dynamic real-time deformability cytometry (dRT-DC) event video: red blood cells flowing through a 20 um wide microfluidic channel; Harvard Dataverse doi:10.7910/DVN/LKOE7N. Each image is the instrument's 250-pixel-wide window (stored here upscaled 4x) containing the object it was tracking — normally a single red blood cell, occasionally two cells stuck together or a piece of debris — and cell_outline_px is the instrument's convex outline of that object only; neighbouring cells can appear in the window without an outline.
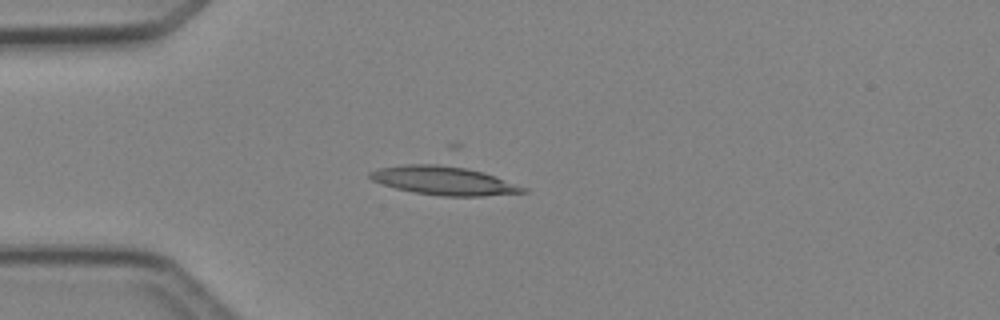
{"species": "Egyptian fruit bat (a non-hibernating species)", "species_latin": "Rousettus aegyptiacus", "temperature_condition": "cold", "stored_images_in_passage": 31, "camera_frame_rate_fps": 3000, "um_per_image_px": 0.085, "animal": {"sex": "female"}, "frame": {"image": 1, "passage_image": 1, "time_ms": 0.0, "image_size_px": [1000, 320], "cell_outline_px": [[528, 192], [484, 196], [444, 196], [416, 192], [396, 188], [372, 180], [368, 176], [368, 172], [380, 168], [404, 164], [456, 164], [484, 172], [528, 188]], "centroid_in_image_um": [37.77, 15.33], "position_along_channel_um": 47.2, "area_um2": 25.72}}
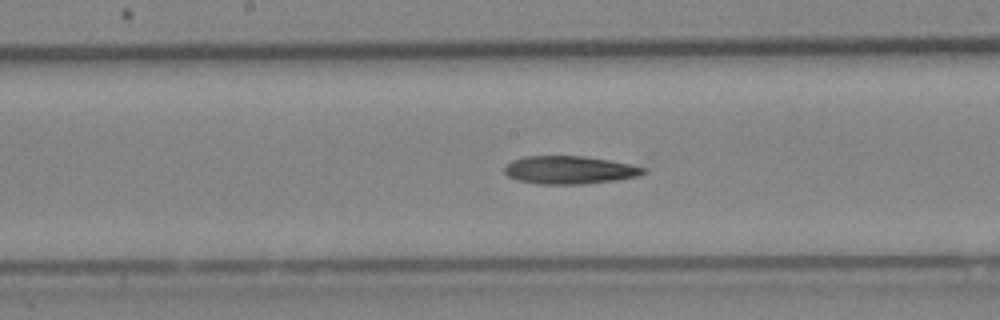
{"frame": {"image": 2, "passage_image": 13, "time_ms": 4.0, "image_size_px": [1000, 320], "cell_outline_px": [[648, 172], [636, 176], [616, 180], [584, 184], [540, 184], [516, 180], [508, 176], [504, 172], [504, 168], [512, 160], [524, 156], [584, 156], [608, 160], [648, 168]], "centroid_in_image_um": [48.4, 14.45], "position_along_channel_um": 199.8, "area_um2": 22.66}}
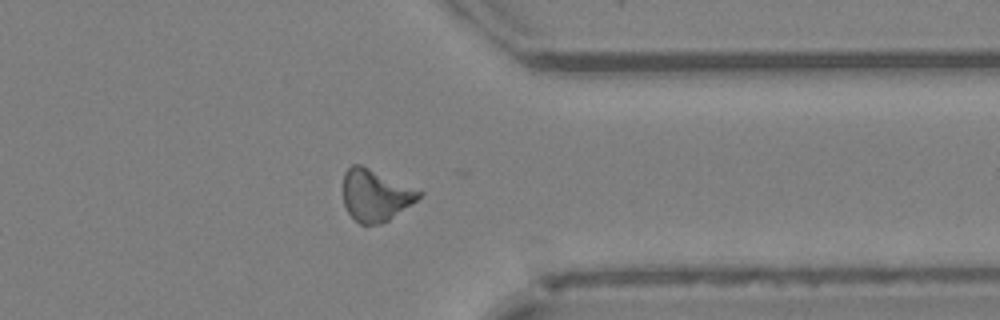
{"frame": {"image": 3, "passage_image": 26, "time_ms": 8.333, "image_size_px": [1000, 320], "cell_outline_px": [[424, 192], [416, 200], [388, 220], [380, 224], [360, 224], [348, 212], [344, 204], [344, 172], [352, 164], [360, 164]], "centroid_in_image_um": [31.89, 16.59], "position_along_channel_um": 379.5, "area_um2": 22.43}}